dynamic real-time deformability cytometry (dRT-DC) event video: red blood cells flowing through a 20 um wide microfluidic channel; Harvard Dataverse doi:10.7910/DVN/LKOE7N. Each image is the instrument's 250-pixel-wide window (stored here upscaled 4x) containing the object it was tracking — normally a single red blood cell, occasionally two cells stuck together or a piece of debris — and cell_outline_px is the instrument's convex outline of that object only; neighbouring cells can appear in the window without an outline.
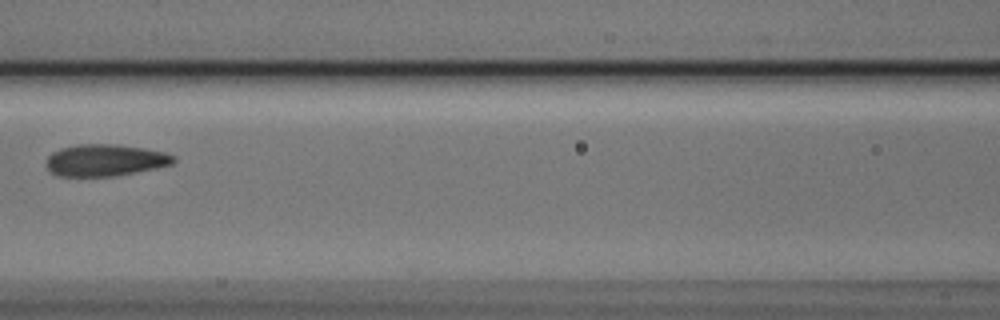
{"species": "Egyptian fruit bat (a non-hibernating species)", "species_latin": "Rousettus aegyptiacus", "temperature_condition": "cold", "stored_images_in_passage": 7, "camera_frame_rate_fps": 3000, "um_per_image_px": 0.085, "animal": {"sex": "male"}, "frame": {"image": 1, "passage_image": 7, "time_ms": 2.0, "image_size_px": [1000, 320], "cell_outline_px": [[176, 160], [172, 164], [156, 168], [112, 176], [56, 176], [48, 168], [48, 156], [52, 152], [60, 148], [76, 144], [116, 144], [144, 148], [164, 152], [176, 156]], "centroid_in_image_um": [8.95, 13.6], "position_along_channel_um": 157.7, "area_um2": 23.52}}